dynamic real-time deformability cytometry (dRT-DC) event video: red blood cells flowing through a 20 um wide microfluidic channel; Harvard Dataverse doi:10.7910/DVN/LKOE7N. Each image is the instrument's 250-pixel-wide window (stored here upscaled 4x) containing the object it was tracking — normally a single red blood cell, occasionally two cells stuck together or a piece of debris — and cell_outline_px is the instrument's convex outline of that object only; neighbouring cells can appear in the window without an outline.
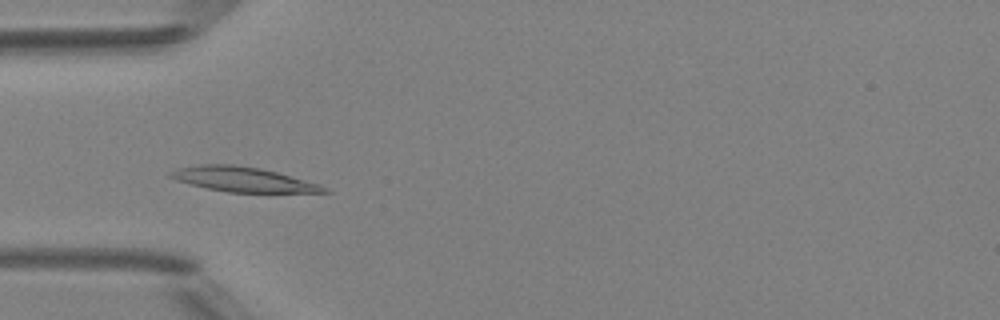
{"species": "Egyptian fruit bat (a non-hibernating species)", "species_latin": "Rousettus aegyptiacus", "temperature_condition": "room temperature", "stored_images_in_passage": 6, "camera_frame_rate_fps": 3000, "um_per_image_px": 0.085, "animal": {"sex": "female"}, "frame": {"image": 1, "passage_image": 4, "time_ms": 4.333, "image_size_px": [1000, 320], "cell_outline_px": [[332, 192], [228, 192], [208, 188], [176, 180], [168, 176], [168, 172], [176, 168], [200, 164], [232, 164], [260, 168], [276, 172], [320, 184], [328, 188]], "centroid_in_image_um": [20.63, 15.24], "position_along_channel_um": 64.4, "area_um2": 21.96}}
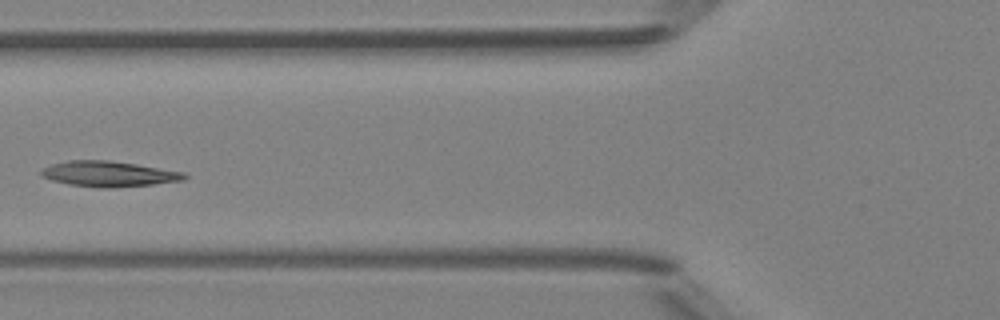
{"frame": {"image": 2, "passage_image": 5, "time_ms": 5.667, "image_size_px": [1000, 320], "cell_outline_px": [[188, 176], [184, 180], [152, 184], [108, 188], [100, 188], [68, 184], [52, 180], [40, 176], [40, 172], [44, 168], [52, 164], [68, 160], [108, 160], [136, 164], [184, 172]], "centroid_in_image_um": [9.23, 14.78], "position_along_channel_um": 116.6, "area_um2": 21.15}}
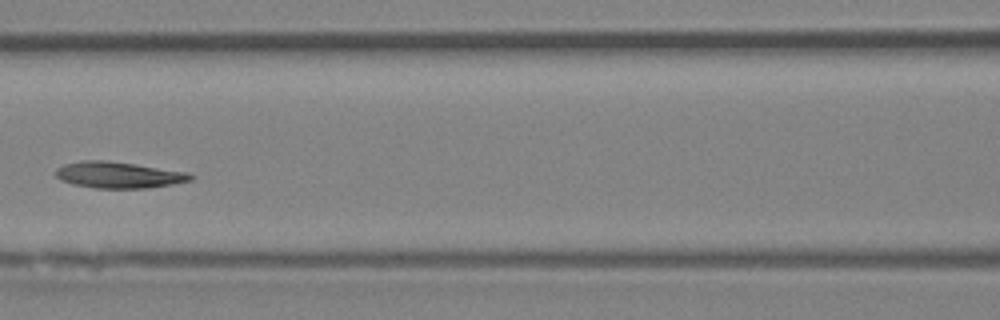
{"frame": {"image": 3, "passage_image": 6, "time_ms": 6.667, "image_size_px": [1000, 320], "cell_outline_px": [[196, 176], [192, 180], [172, 184], [148, 188], [96, 188], [72, 184], [60, 180], [56, 176], [56, 168], [64, 164], [80, 160], [104, 160], [188, 172]], "centroid_in_image_um": [10.07, 14.87], "position_along_channel_um": 156.5, "area_um2": 20.63}}